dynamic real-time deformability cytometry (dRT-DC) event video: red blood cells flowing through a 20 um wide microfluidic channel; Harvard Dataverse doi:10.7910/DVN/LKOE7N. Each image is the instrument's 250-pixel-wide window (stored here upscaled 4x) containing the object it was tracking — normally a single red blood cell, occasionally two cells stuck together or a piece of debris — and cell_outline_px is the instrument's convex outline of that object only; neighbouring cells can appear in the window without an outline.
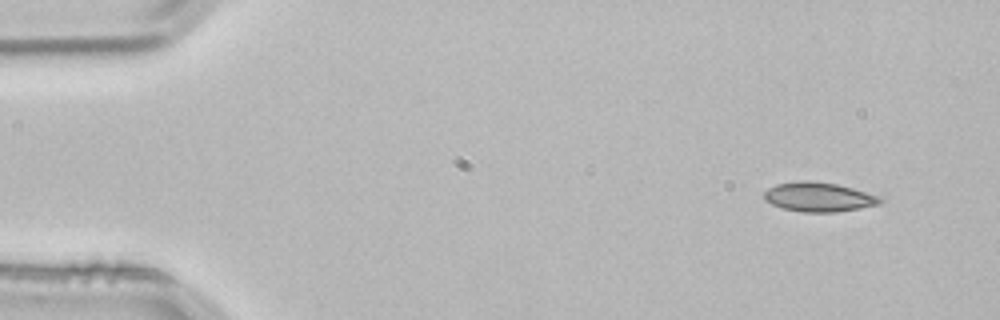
{"species": "common noctule bat (a hibernating species)", "species_latin": "Nyctalus noctula", "temperature_condition": "room temperature", "stored_images_in_passage": 4, "segment_of_instrument_passage": [1, 2], "camera_frame_rate_fps": 3000, "um_per_image_px": 0.085, "animal": {"sex": "male", "body_mass_g": 21.5, "forearm_length_mm": 52.0}, "frame": {"image": 1, "passage_image": 1, "time_ms": 0.0, "image_size_px": [1000, 320], "cell_outline_px": [[884, 200], [880, 204], [860, 208], [836, 212], [804, 212], [784, 208], [772, 204], [764, 200], [764, 192], [768, 188], [776, 184], [800, 180], [808, 180], [836, 184], [852, 188], [876, 196]], "centroid_in_image_um": [69.56, 16.74], "position_along_channel_um": 15.4, "area_um2": 19.65}}
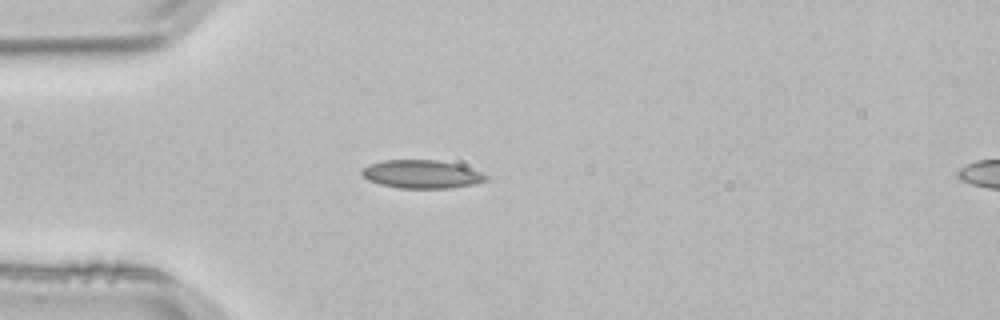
{"frame": {"image": 2, "passage_image": 3, "time_ms": 0.667, "image_size_px": [1000, 320], "cell_outline_px": [[488, 180], [476, 184], [452, 188], [400, 188], [380, 184], [368, 180], [360, 172], [364, 168], [372, 164], [384, 160], [436, 160], [456, 164], [480, 172], [488, 176]], "centroid_in_image_um": [35.87, 14.82], "position_along_channel_um": 49.1, "area_um2": 20.23}}